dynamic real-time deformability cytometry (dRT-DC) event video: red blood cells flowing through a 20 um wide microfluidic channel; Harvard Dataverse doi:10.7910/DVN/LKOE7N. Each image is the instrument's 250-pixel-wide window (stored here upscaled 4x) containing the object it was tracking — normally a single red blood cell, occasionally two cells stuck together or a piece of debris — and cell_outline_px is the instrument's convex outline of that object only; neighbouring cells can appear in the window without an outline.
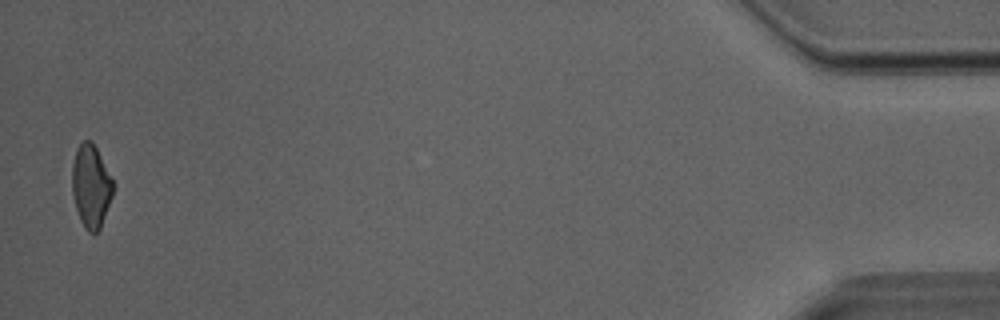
{"species": "Egyptian fruit bat (a non-hibernating species)", "species_latin": "Rousettus aegyptiacus", "temperature_condition": "room temperature", "stored_images_in_passage": 35, "camera_frame_rate_fps": 3000, "um_per_image_px": 0.085, "animal": {"sex": "male"}, "frame": {"image": 1, "passage_image": 35, "time_ms": 11.333, "image_size_px": [1000, 320], "cell_outline_px": [[112, 196], [100, 228], [96, 232], [88, 232], [84, 228], [80, 220], [76, 208], [72, 192], [72, 164], [76, 148], [84, 140], [92, 140], [112, 176]], "centroid_in_image_um": [7.72, 15.79], "position_along_channel_um": 427.5, "area_um2": 19.77}}